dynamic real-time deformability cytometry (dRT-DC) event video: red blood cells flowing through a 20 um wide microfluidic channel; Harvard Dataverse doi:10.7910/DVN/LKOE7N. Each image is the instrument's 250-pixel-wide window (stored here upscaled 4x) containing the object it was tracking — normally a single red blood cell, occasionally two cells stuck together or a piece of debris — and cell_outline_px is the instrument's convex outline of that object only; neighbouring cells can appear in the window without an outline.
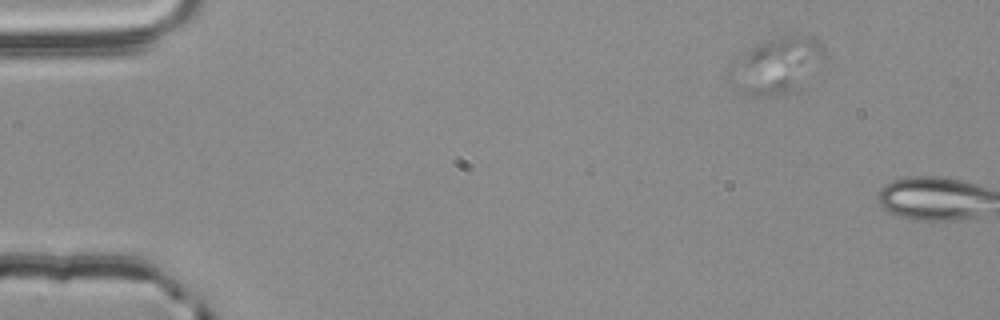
{"species": "common noctule bat (a hibernating species)", "species_latin": "Nyctalus noctula", "temperature_condition": "room temperature", "stored_images_in_passage": 7, "segment_of_instrument_passage": [1, 2], "camera_frame_rate_fps": 3000, "um_per_image_px": 0.085, "animal": {"sex": "male", "body_mass_g": 20.4}, "frame": {"image": 1, "passage_image": 5, "time_ms": 1.333, "image_size_px": [1000, 320], "cell_outline_px": [[824, 60], [792, 92], [776, 96], [752, 96], [732, 88], [728, 80], [728, 64], [732, 56], [784, 28], [808, 36], [824, 44]], "centroid_in_image_um": [65.9, 5.45], "position_along_channel_um": 19.1, "area_um2": 33.12}}